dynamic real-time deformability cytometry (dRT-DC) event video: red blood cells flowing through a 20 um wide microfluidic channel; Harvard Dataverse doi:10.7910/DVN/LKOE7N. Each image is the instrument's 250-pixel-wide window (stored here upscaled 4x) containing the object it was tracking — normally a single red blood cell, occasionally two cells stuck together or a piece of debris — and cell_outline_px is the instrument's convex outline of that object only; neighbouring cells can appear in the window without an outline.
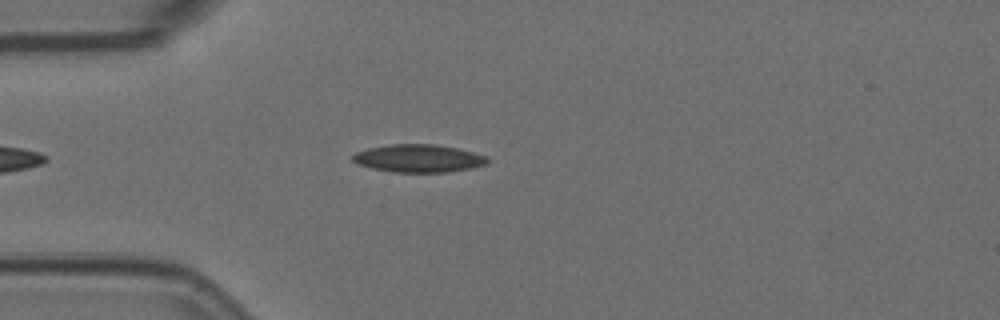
{"species": "Egyptian fruit bat (a non-hibernating species)", "species_latin": "Rousettus aegyptiacus", "temperature_condition": "room temperature", "stored_images_in_passage": 48, "camera_frame_rate_fps": 3000, "um_per_image_px": 0.085, "animal": {"sex": "female"}, "frame": {"image": 1, "passage_image": 7, "time_ms": 2.0, "image_size_px": [1000, 320], "cell_outline_px": [[488, 164], [472, 168], [448, 172], [392, 172], [372, 168], [360, 164], [352, 160], [352, 156], [356, 152], [368, 148], [388, 144], [436, 144], [456, 148], [472, 152], [484, 156], [488, 160]], "centroid_in_image_um": [35.57, 13.46], "position_along_channel_um": 49.4, "area_um2": 21.73}}
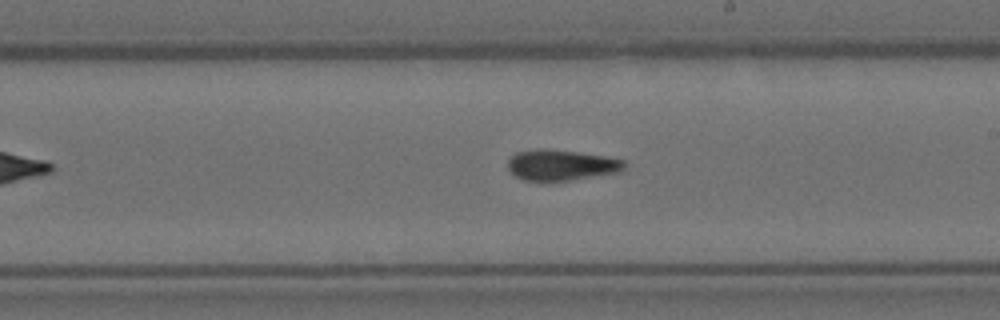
{"frame": {"image": 2, "passage_image": 24, "time_ms": 7.667, "image_size_px": [1000, 320], "cell_outline_px": [[624, 172], [572, 180], [524, 180], [516, 176], [508, 168], [508, 160], [516, 152], [536, 148], [548, 148], [580, 152], [604, 156], [624, 160]], "centroid_in_image_um": [47.73, 14.01], "position_along_channel_um": 241.3, "area_um2": 21.04}}
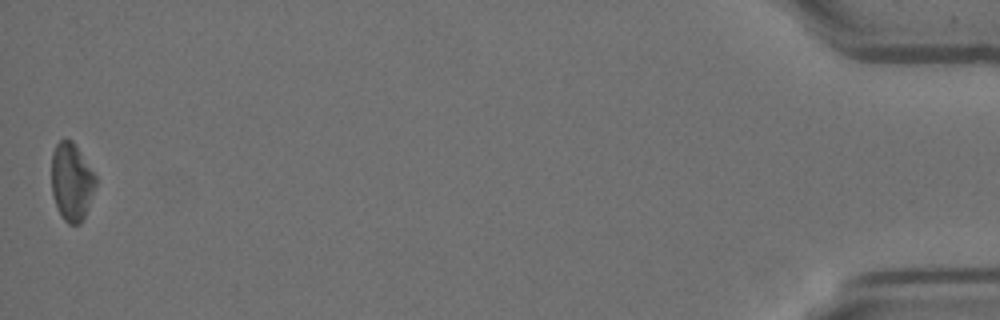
{"frame": {"image": 3, "passage_image": 48, "time_ms": 15.667, "image_size_px": [1000, 320], "cell_outline_px": [[96, 184], [84, 216], [80, 224], [68, 224], [64, 220], [56, 204], [52, 192], [52, 152], [56, 144], [60, 140], [72, 140], [96, 176]], "centroid_in_image_um": [6.08, 15.44], "position_along_channel_um": 429.1, "area_um2": 19.59}, "authors_computed_cell_mechanics": {"area_um2": 21.0392, "velocity_mm_per_s": 3.5755, "shape_relaxation_time_tau1_ms": null, "shape_relaxation_time_tau2_ms": 6.2964, "deformation_change_tau1": null, "deformation_change_tau2": 0.1429}}